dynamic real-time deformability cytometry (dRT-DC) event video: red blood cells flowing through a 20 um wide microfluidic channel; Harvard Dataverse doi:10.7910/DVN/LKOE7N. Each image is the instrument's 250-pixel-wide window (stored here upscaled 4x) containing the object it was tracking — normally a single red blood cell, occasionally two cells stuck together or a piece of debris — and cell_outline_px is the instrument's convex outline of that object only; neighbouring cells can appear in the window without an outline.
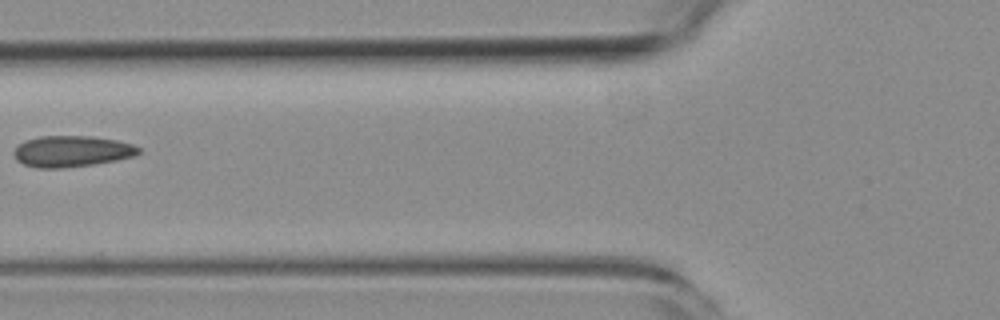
{"species": "common noctule bat (a hibernating species)", "species_latin": "Nyctalus noctula", "temperature_condition": "room temperature", "stored_images_in_passage": 8, "camera_frame_rate_fps": 3000, "um_per_image_px": 0.085, "animal": {"sex": "female", "body_mass_g": 19.3, "forearm_length_mm": 54.1}, "frame": {"image": 1, "passage_image": 6, "time_ms": 6.0, "image_size_px": [1000, 320], "cell_outline_px": [[140, 152], [136, 156], [116, 160], [92, 164], [64, 168], [36, 168], [24, 164], [16, 160], [12, 152], [24, 140], [40, 136], [92, 136], [116, 140], [132, 144], [140, 148]], "centroid_in_image_um": [6.09, 12.86], "position_along_channel_um": 119.7, "area_um2": 22.72}}
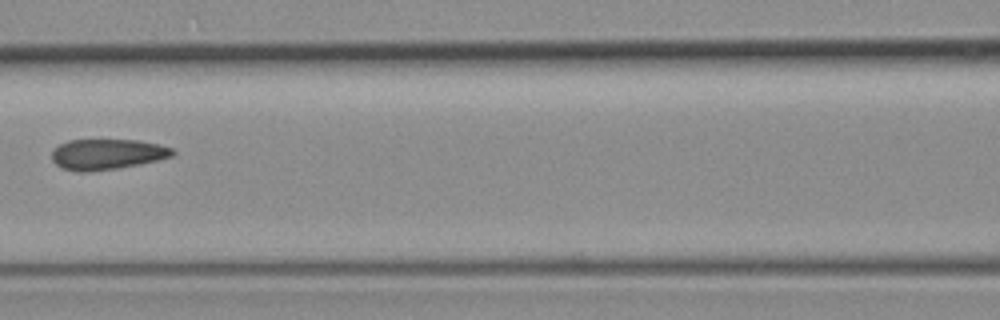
{"frame": {"image": 2, "passage_image": 7, "time_ms": 7.0, "image_size_px": [1000, 320], "cell_outline_px": [[176, 152], [172, 156], [140, 164], [116, 168], [88, 172], [76, 172], [60, 168], [52, 160], [52, 152], [60, 144], [68, 140], [140, 140], [160, 144], [172, 148]], "centroid_in_image_um": [9.1, 13.11], "position_along_channel_um": 157.5, "area_um2": 21.56}}
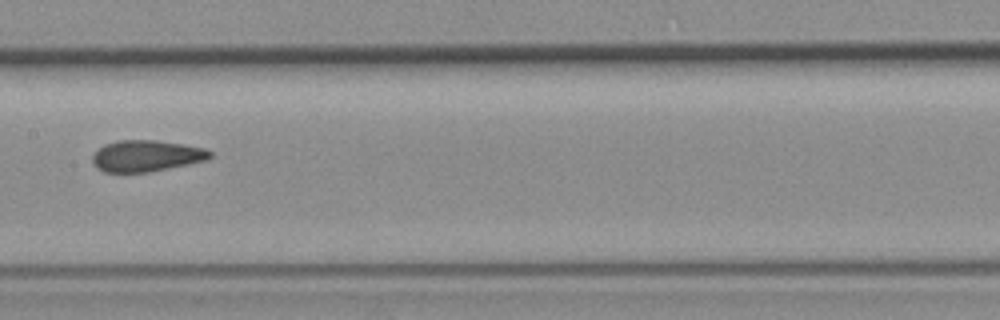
{"frame": {"image": 3, "passage_image": 8, "time_ms": 8.0, "image_size_px": [1000, 320], "cell_outline_px": [[212, 156], [208, 160], [148, 172], [104, 172], [96, 168], [92, 160], [92, 156], [104, 144], [120, 140], [156, 140], [184, 144], [204, 148], [212, 152]], "centroid_in_image_um": [12.45, 13.25], "position_along_channel_um": 195.0, "area_um2": 21.44}}